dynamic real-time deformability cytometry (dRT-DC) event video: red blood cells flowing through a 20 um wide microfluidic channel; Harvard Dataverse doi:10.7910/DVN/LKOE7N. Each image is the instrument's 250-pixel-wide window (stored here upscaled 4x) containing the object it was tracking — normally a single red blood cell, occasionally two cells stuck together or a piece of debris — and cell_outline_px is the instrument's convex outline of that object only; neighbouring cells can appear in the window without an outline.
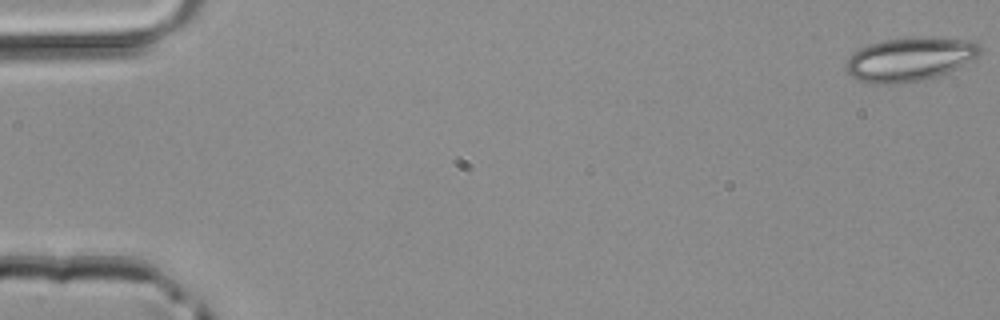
{"species": "common noctule bat (a hibernating species)", "species_latin": "Nyctalus noctula", "temperature_condition": "room temperature", "stored_images_in_passage": 47, "camera_frame_rate_fps": 3000, "um_per_image_px": 0.085, "animal": {"sex": "male", "body_mass_g": 20.4}, "frame": {"image": 1, "passage_image": 1, "time_ms": 0.0, "image_size_px": [1000, 320], "cell_outline_px": [[980, 52], [976, 56], [956, 68], [948, 72], [924, 80], [900, 84], [872, 84], [860, 80], [852, 76], [848, 72], [848, 60], [852, 52], [868, 44], [884, 40], [912, 36], [920, 36], [968, 40], [980, 44]], "centroid_in_image_um": [77.31, 5.02], "position_along_channel_um": 7.7, "area_um2": 34.1}}
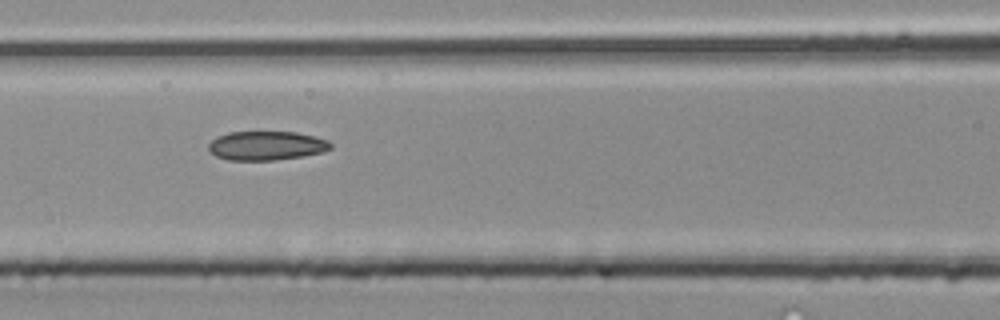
{"frame": {"image": 2, "passage_image": 21, "time_ms": 6.667, "image_size_px": [1000, 320], "cell_outline_px": [[332, 148], [324, 152], [304, 156], [276, 160], [228, 160], [216, 156], [208, 152], [208, 144], [216, 136], [228, 132], [296, 132], [328, 140], [332, 144]], "centroid_in_image_um": [22.63, 12.39], "position_along_channel_um": 144.0, "area_um2": 20.87}}
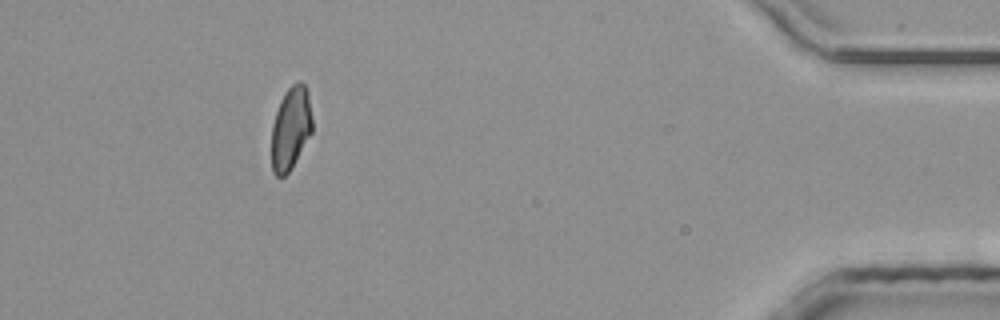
{"frame": {"image": 3, "passage_image": 43, "time_ms": 14.0, "image_size_px": [1000, 320], "cell_outline_px": [[312, 132], [292, 168], [284, 176], [276, 176], [272, 172], [272, 124], [280, 100], [284, 92], [292, 84], [300, 80], [304, 84], [308, 92], [312, 116]], "centroid_in_image_um": [24.72, 10.89], "position_along_channel_um": 410.5, "area_um2": 19.83}}